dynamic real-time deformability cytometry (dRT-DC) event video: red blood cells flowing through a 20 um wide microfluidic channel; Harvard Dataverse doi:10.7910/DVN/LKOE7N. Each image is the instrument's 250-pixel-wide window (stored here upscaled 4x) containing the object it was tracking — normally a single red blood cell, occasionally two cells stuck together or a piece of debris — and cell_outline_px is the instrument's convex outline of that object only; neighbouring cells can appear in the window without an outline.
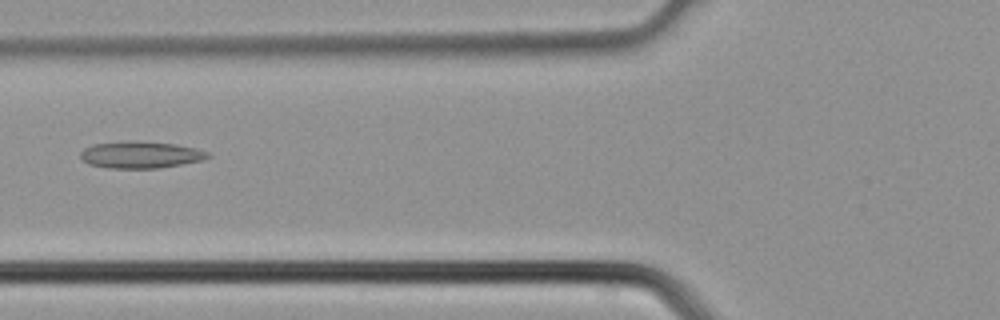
{"species": "common noctule bat (a hibernating species)", "species_latin": "Nyctalus noctula", "temperature_condition": "cold", "stored_images_in_passage": 4, "camera_frame_rate_fps": 3000, "um_per_image_px": 0.085, "animal": {"sex": "male", "body_mass_g": 21.5, "forearm_length_mm": 52.0}, "frame": {"image": 1, "passage_image": 4, "time_ms": 1.0, "image_size_px": [1000, 320], "cell_outline_px": [[212, 156], [200, 160], [160, 168], [108, 168], [88, 164], [80, 156], [80, 152], [84, 148], [92, 144], [176, 144], [196, 148], [208, 152]], "centroid_in_image_um": [11.96, 13.21], "position_along_channel_um": 113.8, "area_um2": 18.73}}